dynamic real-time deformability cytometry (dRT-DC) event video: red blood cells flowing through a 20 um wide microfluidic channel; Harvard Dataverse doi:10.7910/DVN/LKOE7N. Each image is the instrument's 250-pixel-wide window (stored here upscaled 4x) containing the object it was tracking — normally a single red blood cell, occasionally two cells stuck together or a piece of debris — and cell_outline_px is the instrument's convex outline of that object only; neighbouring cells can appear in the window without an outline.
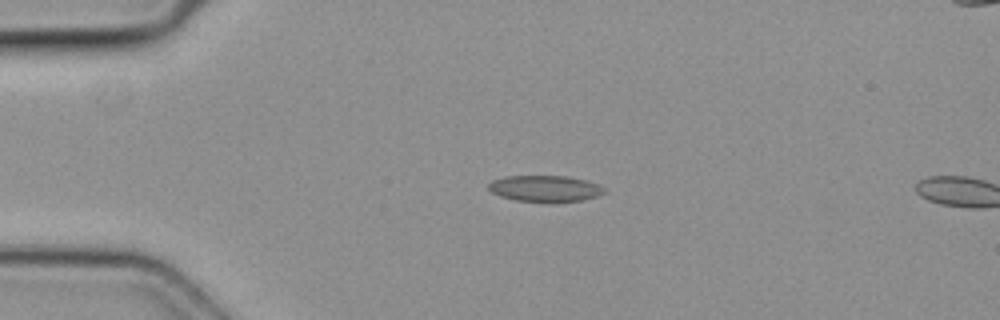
{"species": "common noctule bat (a hibernating species)", "species_latin": "Nyctalus noctula", "temperature_condition": "cold", "stored_images_in_passage": 5, "camera_frame_rate_fps": 3000, "um_per_image_px": 0.085, "animal": {"sex": "female", "body_mass_g": 19.3, "forearm_length_mm": 54.1}, "frame": {"image": 1, "passage_image": 4, "time_ms": 1.0, "image_size_px": [1000, 320], "cell_outline_px": [[608, 192], [584, 200], [548, 204], [516, 200], [500, 196], [492, 192], [488, 188], [488, 184], [492, 180], [504, 176], [568, 176], [600, 184], [608, 188]], "centroid_in_image_um": [46.39, 16.05], "position_along_channel_um": 38.6, "area_um2": 18.38}}